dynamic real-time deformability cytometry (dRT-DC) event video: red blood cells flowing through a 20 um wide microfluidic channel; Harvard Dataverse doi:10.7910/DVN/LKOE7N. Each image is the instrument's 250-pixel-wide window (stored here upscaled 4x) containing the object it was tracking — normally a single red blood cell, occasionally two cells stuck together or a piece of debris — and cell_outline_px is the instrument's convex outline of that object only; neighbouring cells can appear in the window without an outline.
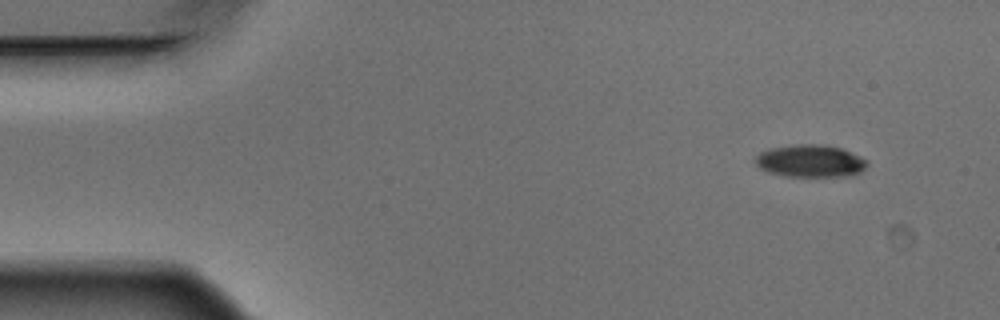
{"species": "Egyptian fruit bat (a non-hibernating species)", "species_latin": "Rousettus aegyptiacus", "temperature_condition": "warm", "stored_images_in_passage": 4, "camera_frame_rate_fps": 3000, "um_per_image_px": 0.085, "animal": {"sex": "male"}, "frame": {"image": 1, "passage_image": 1, "time_ms": 0.0, "image_size_px": [1000, 320], "cell_outline_px": [[868, 164], [860, 172], [848, 176], [784, 176], [768, 172], [760, 168], [756, 164], [756, 156], [760, 152], [768, 148], [796, 144], [824, 144], [840, 148], [860, 156], [868, 160]], "centroid_in_image_um": [68.87, 13.68], "position_along_channel_um": 16.1, "area_um2": 21.15}}
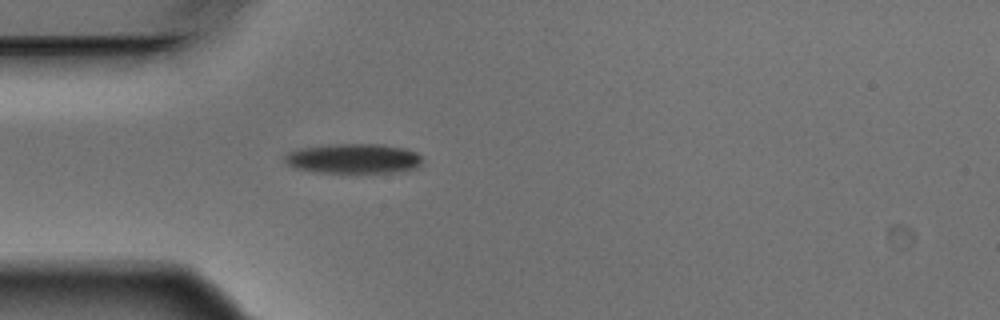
{"frame": {"image": 2, "passage_image": 4, "time_ms": 1.0, "image_size_px": [1000, 320], "cell_outline_px": [[424, 160], [416, 168], [400, 172], [316, 172], [292, 168], [284, 160], [284, 156], [288, 152], [300, 148], [328, 144], [380, 144], [404, 148], [416, 152], [424, 156]], "centroid_in_image_um": [30.06, 13.47], "position_along_channel_um": 54.9, "area_um2": 24.16}}